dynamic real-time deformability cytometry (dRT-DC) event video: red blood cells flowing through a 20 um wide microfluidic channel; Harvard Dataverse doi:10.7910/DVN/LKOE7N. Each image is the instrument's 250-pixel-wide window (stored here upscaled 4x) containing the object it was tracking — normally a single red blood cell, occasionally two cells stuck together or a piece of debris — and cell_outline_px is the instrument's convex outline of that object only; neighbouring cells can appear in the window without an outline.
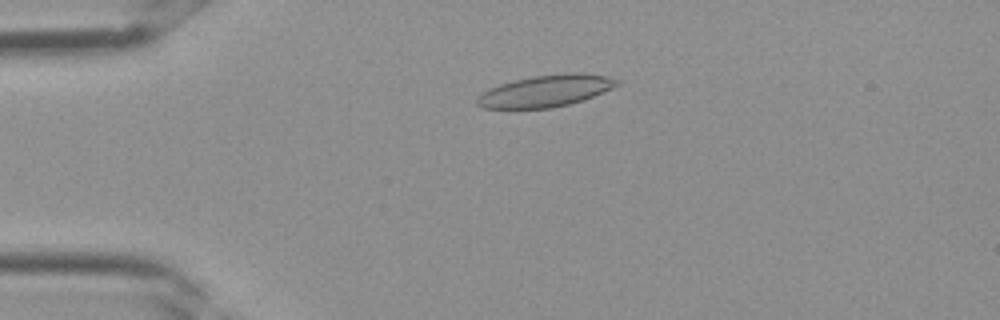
{"species": "Egyptian fruit bat (a non-hibernating species)", "species_latin": "Rousettus aegyptiacus", "temperature_condition": "room temperature", "stored_images_in_passage": 4, "camera_frame_rate_fps": 3000, "um_per_image_px": 0.085, "frame": {"image": 1, "passage_image": 3, "time_ms": 0.667, "image_size_px": [1000, 320], "cell_outline_px": [[620, 84], [612, 88], [584, 100], [552, 108], [484, 108], [476, 104], [476, 96], [488, 88], [500, 84], [532, 76], [572, 72], [580, 72], [608, 76], [620, 80]], "centroid_in_image_um": [46.39, 7.72], "position_along_channel_um": 38.6, "area_um2": 26.01}}